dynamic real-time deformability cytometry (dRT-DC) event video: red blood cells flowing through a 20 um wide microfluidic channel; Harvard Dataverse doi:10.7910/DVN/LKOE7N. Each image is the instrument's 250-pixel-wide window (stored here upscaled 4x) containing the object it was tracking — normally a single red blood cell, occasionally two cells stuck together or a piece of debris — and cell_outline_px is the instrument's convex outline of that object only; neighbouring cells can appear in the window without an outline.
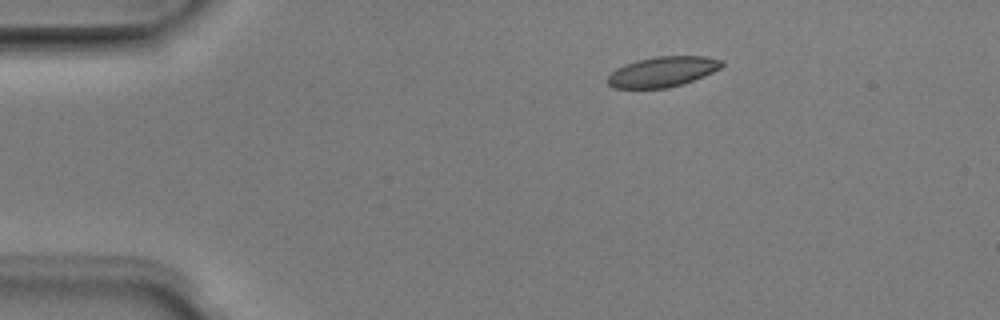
{"species": "Egyptian fruit bat (a non-hibernating species)", "species_latin": "Rousettus aegyptiacus", "temperature_condition": "room temperature", "stored_images_in_passage": 7, "camera_frame_rate_fps": 3000, "um_per_image_px": 0.085, "animal": {"sex": "male"}, "frame": {"image": 1, "passage_image": 3, "time_ms": 0.667, "image_size_px": [1000, 320], "cell_outline_px": [[724, 64], [720, 68], [712, 72], [692, 80], [668, 88], [612, 88], [608, 84], [608, 76], [616, 68], [624, 64], [636, 60], [656, 56], [704, 56], [724, 60]], "centroid_in_image_um": [56.3, 6.08], "position_along_channel_um": 28.7, "area_um2": 20.06}}
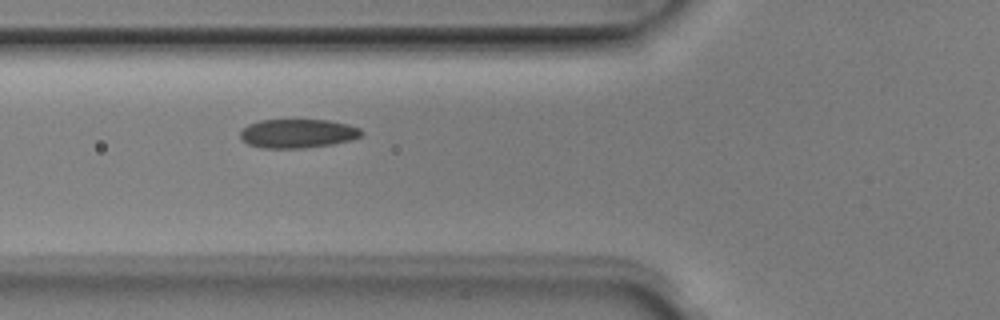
{"frame": {"image": 2, "passage_image": 6, "time_ms": 1.667, "image_size_px": [1000, 320], "cell_outline_px": [[364, 132], [360, 136], [352, 140], [332, 144], [304, 148], [260, 148], [248, 144], [240, 140], [240, 132], [248, 124], [260, 120], [328, 120], [348, 124], [360, 128]], "centroid_in_image_um": [25.29, 11.35], "position_along_channel_um": 100.5, "area_um2": 20.58}}
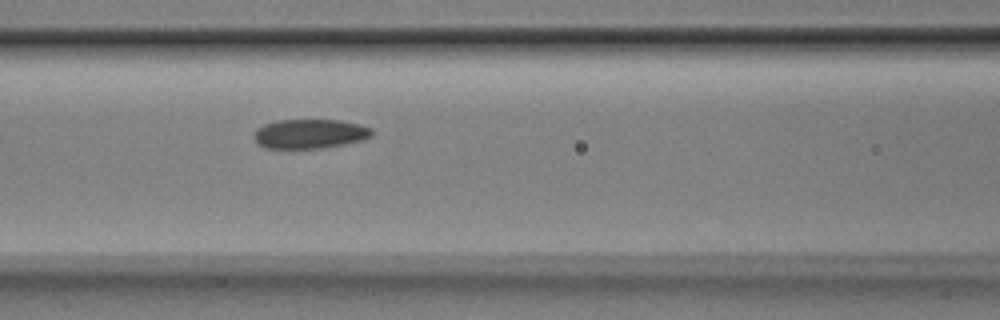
{"frame": {"image": 3, "passage_image": 7, "time_ms": 2.0, "image_size_px": [1000, 320], "cell_outline_px": [[372, 136], [364, 140], [344, 144], [320, 148], [264, 148], [252, 136], [256, 128], [264, 124], [276, 120], [340, 120], [360, 124], [372, 128]], "centroid_in_image_um": [26.34, 11.36], "position_along_channel_um": 140.3, "area_um2": 20.29}}